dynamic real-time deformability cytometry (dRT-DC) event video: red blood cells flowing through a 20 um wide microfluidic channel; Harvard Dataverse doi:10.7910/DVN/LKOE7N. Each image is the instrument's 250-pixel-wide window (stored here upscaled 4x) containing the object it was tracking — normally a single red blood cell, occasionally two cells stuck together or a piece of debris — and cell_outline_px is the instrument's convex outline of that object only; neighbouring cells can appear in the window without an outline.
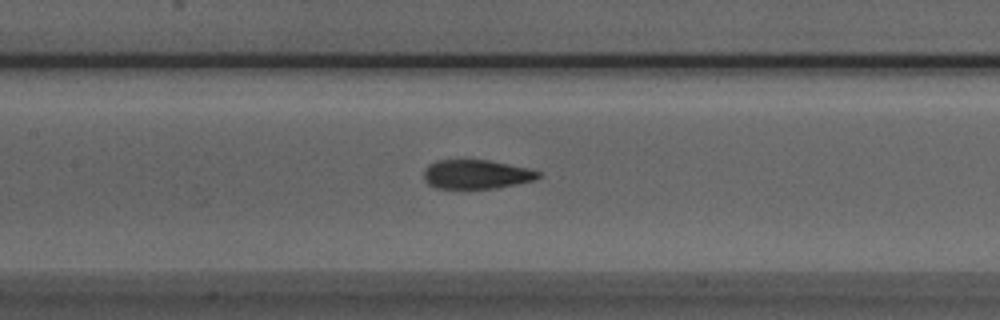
{"species": "Egyptian fruit bat (a non-hibernating species)", "species_latin": "Rousettus aegyptiacus", "temperature_condition": "room temperature", "stored_images_in_passage": 33, "camera_frame_rate_fps": 3000, "um_per_image_px": 0.085, "animal": {"sex": "male"}, "frame": {"image": 1, "passage_image": 8, "time_ms": 2.333, "image_size_px": [1000, 320], "cell_outline_px": [[544, 176], [536, 180], [496, 188], [436, 188], [428, 184], [424, 180], [424, 168], [428, 164], [436, 160], [488, 160], [532, 168], [540, 172]], "centroid_in_image_um": [40.53, 14.81], "position_along_channel_um": 166.9, "area_um2": 19.71}}
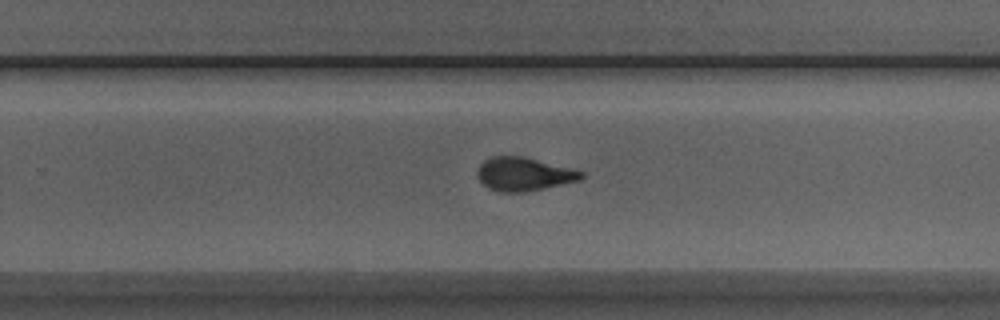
{"frame": {"image": 2, "passage_image": 17, "time_ms": 5.333, "image_size_px": [1000, 320], "cell_outline_px": [[584, 176], [580, 180], [544, 188], [524, 192], [504, 192], [488, 188], [476, 176], [476, 168], [484, 160], [492, 156], [524, 156], [584, 172]], "centroid_in_image_um": [44.48, 14.79], "position_along_channel_um": 285.3, "area_um2": 20.17}}
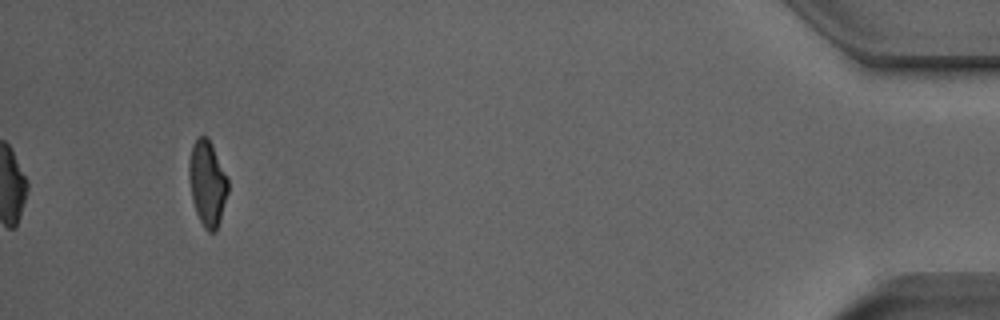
{"frame": {"image": 3, "passage_image": 33, "time_ms": 10.667, "image_size_px": [1000, 320], "cell_outline_px": [[228, 192], [220, 220], [216, 232], [208, 232], [204, 228], [196, 212], [192, 200], [188, 176], [188, 160], [192, 144], [200, 136], [208, 136], [212, 144], [228, 180]], "centroid_in_image_um": [17.6, 15.57], "position_along_channel_um": 417.6, "area_um2": 19.48}}